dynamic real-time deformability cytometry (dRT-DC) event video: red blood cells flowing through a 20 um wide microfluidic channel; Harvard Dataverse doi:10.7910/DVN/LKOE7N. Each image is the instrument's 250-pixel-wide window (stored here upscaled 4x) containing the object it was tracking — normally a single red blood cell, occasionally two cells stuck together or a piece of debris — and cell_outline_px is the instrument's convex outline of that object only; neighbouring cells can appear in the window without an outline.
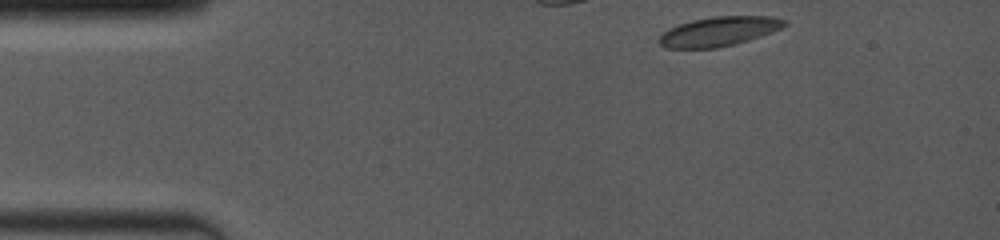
{"species": "common noctule bat (a hibernating species)", "species_latin": "Nyctalus noctula", "temperature_condition": "room temperature", "stored_images_in_passage": 8, "camera_frame_rate_fps": 4000, "um_per_image_px": 0.085, "animal": {"sex": "female", "body_mass_g": 19.0, "forearm_length_mm": 53.3}, "frame": {"image": 1, "passage_image": 1, "time_ms": 0.0, "image_size_px": [1000, 240], "cell_outline_px": [[788, 24], [772, 32], [748, 40], [716, 48], [668, 48], [660, 44], [660, 36], [668, 28], [692, 20], [712, 16], [772, 16], [784, 20]], "centroid_in_image_um": [61.11, 2.66], "position_along_channel_um": 23.9, "area_um2": 21.21}}